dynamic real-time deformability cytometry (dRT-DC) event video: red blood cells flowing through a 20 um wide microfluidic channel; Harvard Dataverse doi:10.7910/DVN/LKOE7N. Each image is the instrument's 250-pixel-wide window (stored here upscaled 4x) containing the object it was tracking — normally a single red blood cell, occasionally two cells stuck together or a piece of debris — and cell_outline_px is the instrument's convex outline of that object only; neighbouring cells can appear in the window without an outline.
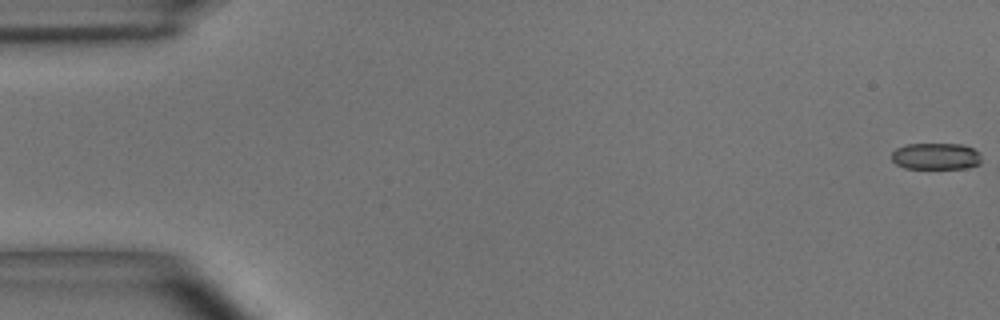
{"species": "common noctule bat (a hibernating species)", "species_latin": "Nyctalus noctula", "temperature_condition": "room temperature", "stored_images_in_passage": 47, "camera_frame_rate_fps": 3000, "um_per_image_px": 0.085, "animal": {"sex": "male", "body_mass_g": 15.6}, "frame": {"image": 1, "passage_image": 1, "time_ms": 0.0, "image_size_px": [1000, 320], "cell_outline_px": [[980, 164], [964, 168], [904, 168], [896, 164], [892, 160], [892, 152], [896, 148], [904, 144], [964, 144], [980, 152]], "centroid_in_image_um": [79.54, 13.27], "position_along_channel_um": 5.5, "area_um2": 13.99}}
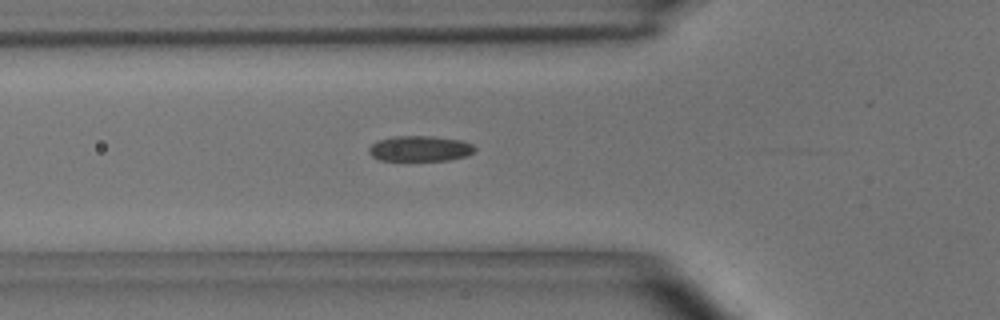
{"frame": {"image": 2, "passage_image": 20, "time_ms": 6.333, "image_size_px": [1000, 320], "cell_outline_px": [[476, 152], [468, 156], [448, 160], [380, 160], [372, 156], [368, 152], [368, 148], [376, 140], [392, 136], [436, 136], [464, 140], [472, 144], [476, 148]], "centroid_in_image_um": [35.73, 12.61], "position_along_channel_um": 90.1, "area_um2": 16.07}}
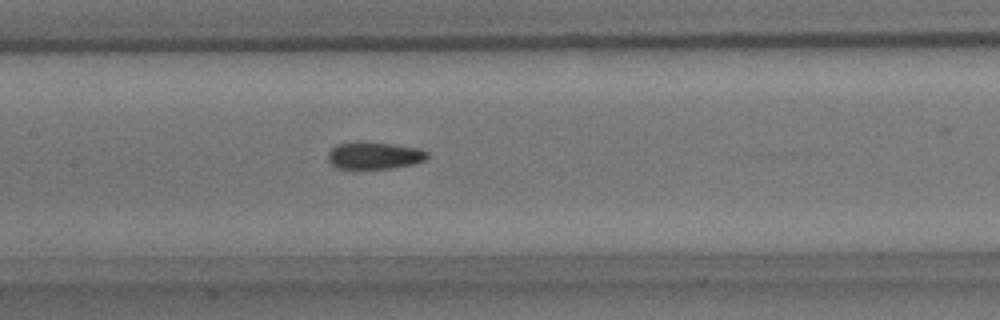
{"frame": {"image": 3, "passage_image": 27, "time_ms": 8.667, "image_size_px": [1000, 320], "cell_outline_px": [[428, 156], [424, 160], [412, 164], [392, 168], [336, 168], [328, 160], [328, 152], [336, 144], [356, 140], [392, 144], [420, 148], [428, 152]], "centroid_in_image_um": [31.79, 13.19], "position_along_channel_um": 175.6, "area_um2": 15.84}, "authors_computed_cell_mechanics": {"area_um2": 15.8372, "velocity_mm_per_s": 3.6229, "shape_relaxation_time_tau1_ms": 6.9631, "shape_relaxation_time_tau2_ms": 2.7738, "deformation_change_tau1": 0.1427, "deformation_change_tau2": 0.095}}